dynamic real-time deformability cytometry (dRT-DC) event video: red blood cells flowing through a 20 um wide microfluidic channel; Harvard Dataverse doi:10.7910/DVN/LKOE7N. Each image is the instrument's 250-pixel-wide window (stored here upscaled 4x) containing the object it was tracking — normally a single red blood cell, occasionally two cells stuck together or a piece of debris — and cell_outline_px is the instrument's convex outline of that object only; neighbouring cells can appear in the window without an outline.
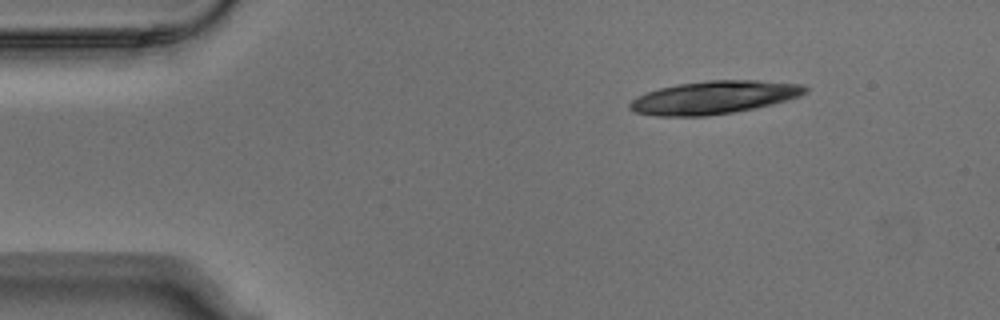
{"species": "Egyptian fruit bat (a non-hibernating species)", "species_latin": "Rousettus aegyptiacus", "temperature_condition": "warm", "stored_images_in_passage": 3, "camera_frame_rate_fps": 3000, "um_per_image_px": 0.085, "animal": {"sex": "male"}, "frame": {"image": 1, "passage_image": 1, "time_ms": 0.0, "image_size_px": [1000, 320], "cell_outline_px": [[808, 92], [800, 96], [772, 104], [756, 108], [732, 112], [704, 116], [656, 116], [636, 112], [628, 108], [628, 104], [636, 96], [660, 88], [680, 84], [708, 80], [756, 80], [804, 84], [808, 88]], "centroid_in_image_um": [60.71, 8.28], "position_along_channel_um": 24.3, "area_um2": 33.7}}